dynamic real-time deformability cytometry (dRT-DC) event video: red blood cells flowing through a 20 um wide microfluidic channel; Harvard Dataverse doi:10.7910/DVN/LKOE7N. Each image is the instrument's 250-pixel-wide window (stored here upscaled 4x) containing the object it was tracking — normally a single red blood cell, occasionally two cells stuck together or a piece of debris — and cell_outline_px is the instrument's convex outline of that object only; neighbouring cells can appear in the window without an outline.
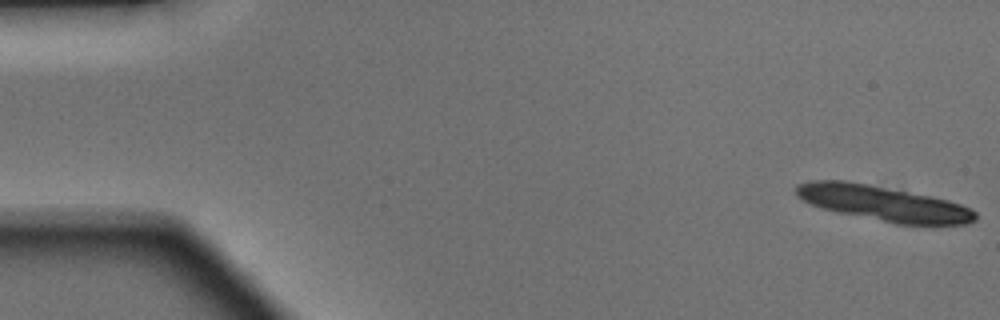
{"species": "Egyptian fruit bat (a non-hibernating species)", "species_latin": "Rousettus aegyptiacus", "temperature_condition": "warm", "stored_images_in_passage": 10, "camera_frame_rate_fps": 3000, "um_per_image_px": 0.085, "animal": {"sex": "male"}, "frame": {"image": 1, "passage_image": 1, "time_ms": 0.0, "image_size_px": [1000, 320], "cell_outline_px": [[976, 220], [968, 224], [896, 224], [840, 212], [824, 208], [812, 204], [796, 196], [796, 184], [812, 180], [844, 180], [868, 184], [932, 196], [948, 200], [960, 204], [976, 212]], "centroid_in_image_um": [75.09, 17.27], "position_along_channel_um": 9.9, "area_um2": 36.3}}